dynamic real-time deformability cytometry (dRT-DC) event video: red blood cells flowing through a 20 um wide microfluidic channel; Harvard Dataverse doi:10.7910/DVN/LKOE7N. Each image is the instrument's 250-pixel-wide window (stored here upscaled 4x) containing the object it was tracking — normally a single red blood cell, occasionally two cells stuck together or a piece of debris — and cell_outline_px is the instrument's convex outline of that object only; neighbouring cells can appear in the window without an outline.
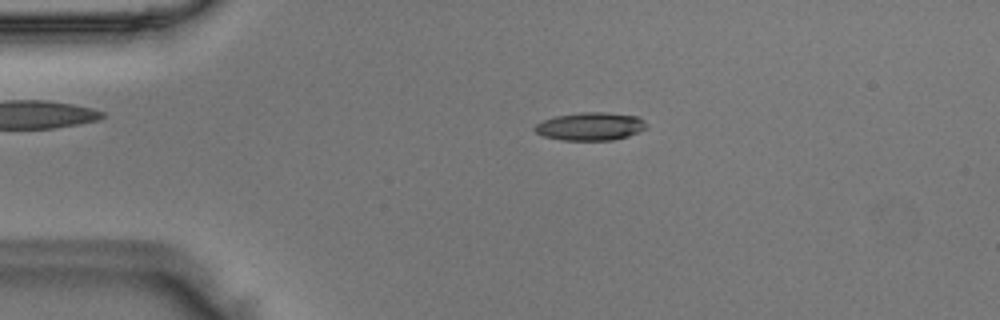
{"species": "Egyptian fruit bat (a non-hibernating species)", "species_latin": "Rousettus aegyptiacus", "temperature_condition": "room temperature", "stored_images_in_passage": 51, "camera_frame_rate_fps": 3000, "um_per_image_px": 0.085, "animal": {"sex": "male"}, "frame": {"image": 1, "passage_image": 11, "time_ms": 3.333, "image_size_px": [1000, 320], "cell_outline_px": [[644, 128], [640, 132], [628, 136], [612, 140], [560, 140], [544, 136], [536, 132], [532, 128], [536, 124], [544, 120], [556, 116], [580, 112], [608, 112], [640, 116], [644, 120]], "centroid_in_image_um": [50.18, 10.73], "position_along_channel_um": 34.8, "area_um2": 18.26}}
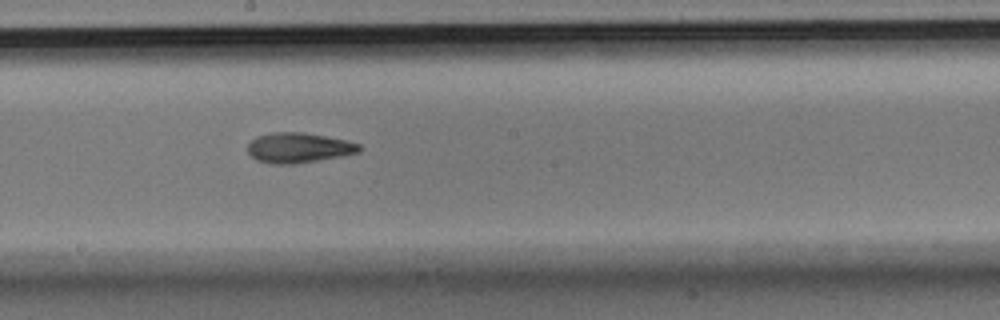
{"frame": {"image": 2, "passage_image": 28, "time_ms": 9.0, "image_size_px": [1000, 320], "cell_outline_px": [[360, 152], [340, 156], [296, 164], [272, 164], [256, 160], [248, 152], [248, 144], [256, 136], [272, 132], [304, 132], [348, 140], [360, 144]], "centroid_in_image_um": [25.38, 12.55], "position_along_channel_um": 222.8, "area_um2": 19.65}}
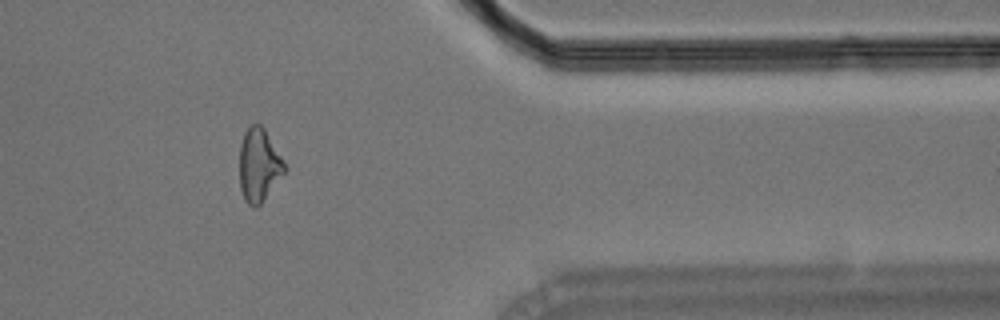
{"frame": {"image": 3, "passage_image": 42, "time_ms": 13.667, "image_size_px": [1000, 320], "cell_outline_px": [[288, 168], [260, 204], [256, 208], [248, 204], [244, 200], [240, 188], [240, 144], [244, 132], [252, 124], [260, 124], [264, 128], [284, 160]], "centroid_in_image_um": [22.01, 14.03], "position_along_channel_um": 389.4, "area_um2": 19.19}}